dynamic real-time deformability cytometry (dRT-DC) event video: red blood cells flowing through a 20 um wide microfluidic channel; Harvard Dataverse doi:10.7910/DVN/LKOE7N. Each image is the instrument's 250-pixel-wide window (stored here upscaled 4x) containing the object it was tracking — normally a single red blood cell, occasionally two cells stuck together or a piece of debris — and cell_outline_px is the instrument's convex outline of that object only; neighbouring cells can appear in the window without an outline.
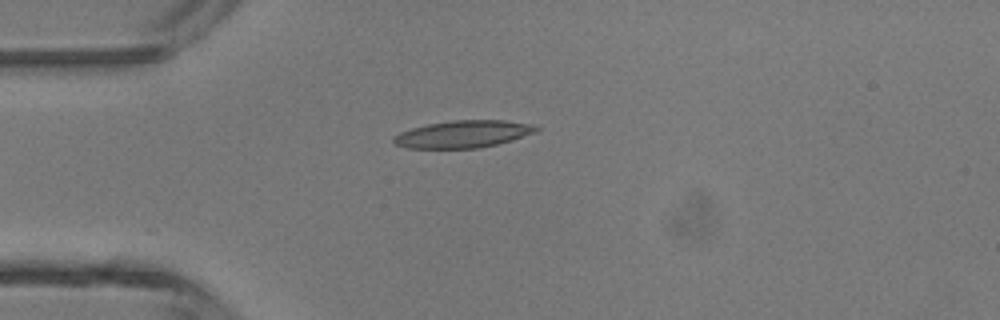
{"species": "common noctule bat (a hibernating species)", "species_latin": "Nyctalus noctula", "temperature_condition": "room temperature", "stored_images_in_passage": 3, "camera_frame_rate_fps": 3000, "um_per_image_px": 0.085, "animal": {"sex": "male", "body_mass_g": 13.3}, "frame": {"image": 1, "passage_image": 3, "time_ms": 0.667, "image_size_px": [1000, 320], "cell_outline_px": [[540, 128], [536, 132], [496, 144], [480, 148], [408, 148], [396, 144], [392, 140], [392, 136], [400, 132], [412, 128], [428, 124], [452, 120], [504, 120], [532, 124]], "centroid_in_image_um": [39.34, 11.39], "position_along_channel_um": 45.7, "area_um2": 22.48}}